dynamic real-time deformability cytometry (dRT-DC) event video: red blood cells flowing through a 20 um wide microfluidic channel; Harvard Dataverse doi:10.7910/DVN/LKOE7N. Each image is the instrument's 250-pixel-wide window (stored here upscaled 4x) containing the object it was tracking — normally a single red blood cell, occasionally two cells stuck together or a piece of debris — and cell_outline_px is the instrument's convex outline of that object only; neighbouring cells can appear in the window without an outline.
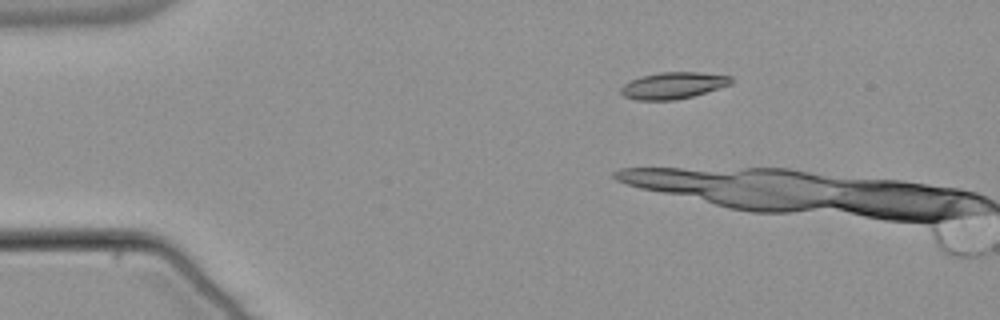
{"species": "common noctule bat (a hibernating species)", "species_latin": "Nyctalus noctula", "temperature_condition": "warm", "stored_images_in_passage": 3, "camera_frame_rate_fps": 3000, "um_per_image_px": 0.085, "animal": {"sex": "male", "body_mass_g": 21.5, "forearm_length_mm": 52.0}, "frame": {"image": 1, "passage_image": 1, "time_ms": 0.0, "image_size_px": [1000, 320], "cell_outline_px": [[732, 84], [692, 96], [672, 100], [636, 100], [624, 96], [620, 92], [620, 88], [624, 84], [640, 76], [660, 72], [700, 72], [732, 76]], "centroid_in_image_um": [57.21, 7.26], "position_along_channel_um": 27.8, "area_um2": 17.05}}